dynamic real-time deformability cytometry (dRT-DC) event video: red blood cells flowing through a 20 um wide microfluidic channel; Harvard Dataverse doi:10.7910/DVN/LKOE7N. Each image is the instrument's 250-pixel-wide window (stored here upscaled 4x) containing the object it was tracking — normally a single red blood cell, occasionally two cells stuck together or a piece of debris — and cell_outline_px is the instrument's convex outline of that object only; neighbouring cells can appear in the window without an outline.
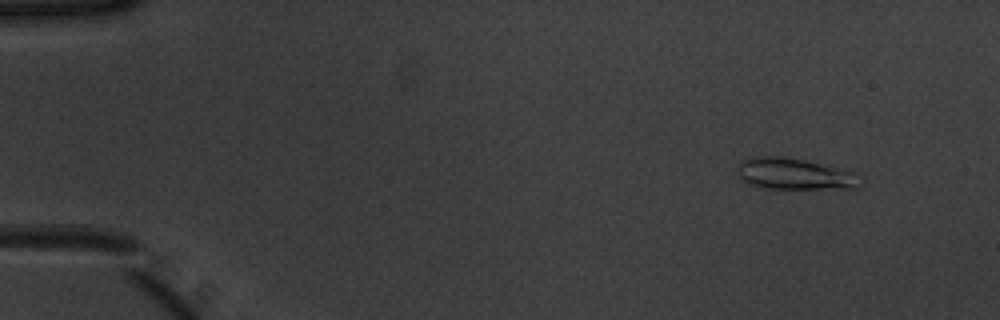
{"species": "common noctule bat (a hibernating species)", "species_latin": "Nyctalus noctula", "temperature_condition": "warm", "stored_images_in_passage": 51, "camera_frame_rate_fps": 3000, "um_per_image_px": 0.085, "animal": {"sex": "male", "body_mass_g": 20.1, "forearm_length_mm": 53.5}, "frame": {"image": 1, "passage_image": 4, "time_ms": 1.0, "image_size_px": [1000, 320], "cell_outline_px": [[864, 180], [860, 188], [768, 188], [748, 184], [740, 176], [740, 160], [756, 156], [784, 156], [828, 164], [856, 172], [864, 176]], "centroid_in_image_um": [67.69, 14.77], "position_along_channel_um": 17.3, "area_um2": 22.83}}
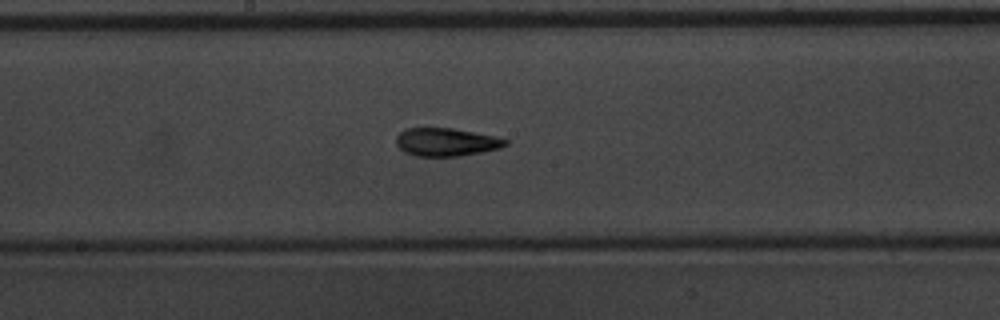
{"frame": {"image": 2, "passage_image": 27, "time_ms": 8.667, "image_size_px": [1000, 320], "cell_outline_px": [[508, 144], [500, 148], [460, 156], [416, 156], [404, 152], [396, 144], [396, 136], [404, 128], [452, 128], [492, 136], [508, 140]], "centroid_in_image_um": [37.88, 12.08], "position_along_channel_um": 210.3, "area_um2": 17.74}}
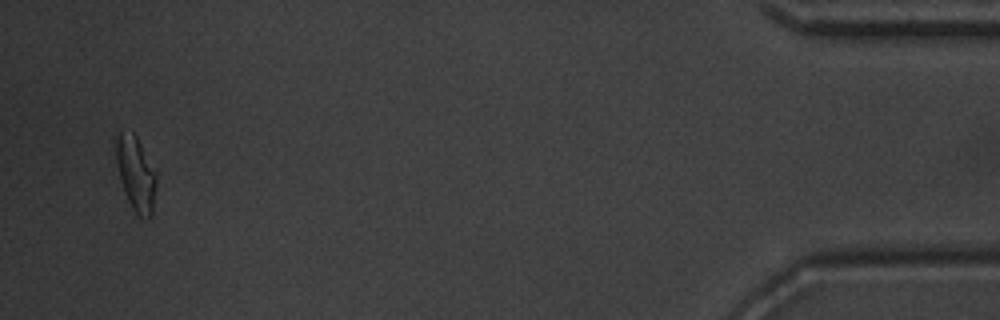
{"frame": {"image": 3, "passage_image": 49, "time_ms": 16.0, "image_size_px": [1000, 320], "cell_outline_px": [[156, 188], [152, 216], [136, 216], [124, 192], [120, 180], [116, 164], [112, 140], [120, 132], [132, 132], [136, 136], [156, 168]], "centroid_in_image_um": [11.52, 14.71], "position_along_channel_um": 423.7, "area_um2": 18.09}, "authors_computed_cell_mechanics": {"area_um2": 18.0336, "velocity_mm_per_s": 3.9503, "shape_relaxation_time_tau1_ms": 3.936, "shape_relaxation_time_tau2_ms": 2.7267, "deformation_change_tau1": 0.1481, "deformation_change_tau2": 0.0943}}